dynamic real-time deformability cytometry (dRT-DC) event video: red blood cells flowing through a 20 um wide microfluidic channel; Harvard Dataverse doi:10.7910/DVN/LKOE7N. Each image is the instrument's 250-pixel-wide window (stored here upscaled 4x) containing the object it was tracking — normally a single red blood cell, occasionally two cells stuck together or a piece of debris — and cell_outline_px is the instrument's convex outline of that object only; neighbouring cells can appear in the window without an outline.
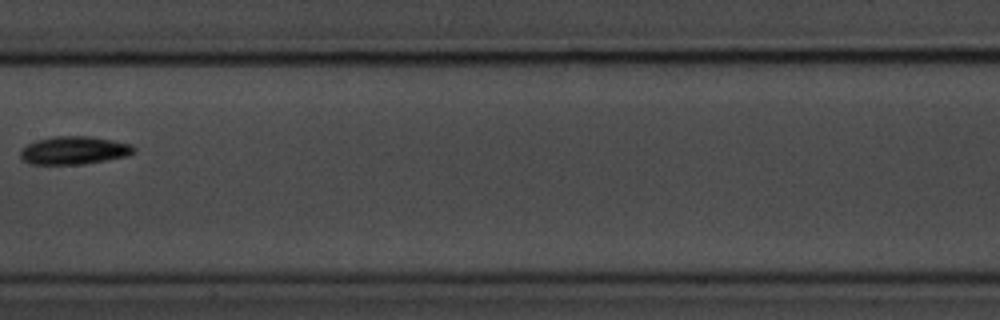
{"species": "common noctule bat (a hibernating species)", "species_latin": "Nyctalus noctula", "temperature_condition": "room temperature", "stored_images_in_passage": 10, "camera_frame_rate_fps": 3000, "um_per_image_px": 0.085, "animal": {"sex": "male", "body_mass_g": 20.1, "forearm_length_mm": 53.5}, "frame": {"image": 1, "passage_image": 9, "time_ms": 9.333, "image_size_px": [1000, 320], "cell_outline_px": [[136, 152], [128, 156], [84, 164], [28, 164], [20, 160], [20, 152], [28, 144], [36, 140], [52, 136], [92, 136], [132, 144], [136, 148]], "centroid_in_image_um": [6.31, 12.78], "position_along_channel_um": 201.1, "area_um2": 18.79}}